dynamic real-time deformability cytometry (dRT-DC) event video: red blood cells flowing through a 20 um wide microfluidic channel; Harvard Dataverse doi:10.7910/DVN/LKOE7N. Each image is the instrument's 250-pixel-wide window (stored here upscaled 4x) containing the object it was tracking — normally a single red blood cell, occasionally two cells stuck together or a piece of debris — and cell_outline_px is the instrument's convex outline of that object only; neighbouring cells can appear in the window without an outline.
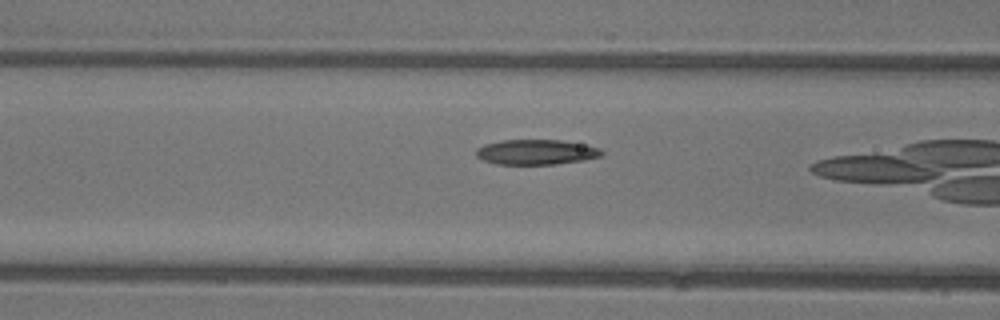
{"species": "common noctule bat (a hibernating species)", "species_latin": "Nyctalus noctula", "temperature_condition": "warm", "stored_images_in_passage": 9, "camera_frame_rate_fps": 3000, "um_per_image_px": 0.085, "animal": {"sex": "female"}, "frame": {"image": 1, "passage_image": 7, "time_ms": 2.0, "image_size_px": [1000, 320], "cell_outline_px": [[604, 156], [584, 160], [556, 164], [496, 164], [484, 160], [476, 156], [476, 148], [484, 144], [500, 140], [560, 140], [600, 148], [604, 152]], "centroid_in_image_um": [45.57, 12.93], "position_along_channel_um": 121.0, "area_um2": 18.38}}